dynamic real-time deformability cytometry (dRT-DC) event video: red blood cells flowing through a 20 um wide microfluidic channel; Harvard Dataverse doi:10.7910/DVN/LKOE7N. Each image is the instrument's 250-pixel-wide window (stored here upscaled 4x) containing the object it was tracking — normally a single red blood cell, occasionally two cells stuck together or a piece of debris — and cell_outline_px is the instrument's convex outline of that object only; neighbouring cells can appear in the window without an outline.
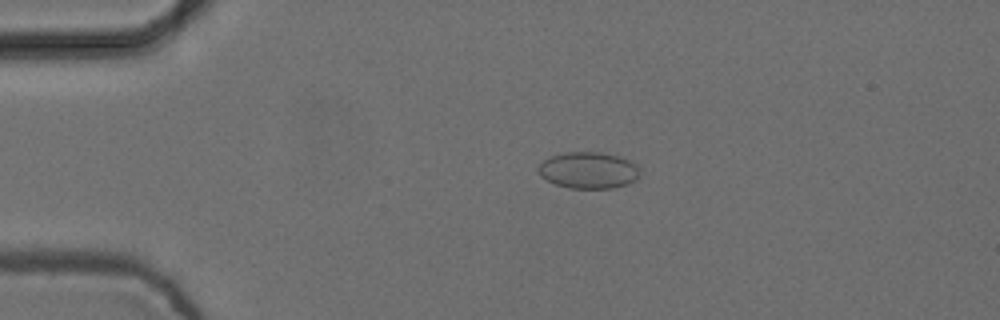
{"species": "common noctule bat (a hibernating species)", "species_latin": "Nyctalus noctula", "temperature_condition": "cold", "stored_images_in_passage": 54, "camera_frame_rate_fps": 3000, "um_per_image_px": 0.085, "animal": {"sex": "female", "body_mass_g": 24.6, "forearm_length_mm": 56.2}, "frame": {"image": 1, "passage_image": 11, "time_ms": 3.333, "image_size_px": [1000, 320], "cell_outline_px": [[640, 172], [636, 180], [628, 184], [612, 188], [568, 188], [556, 184], [540, 176], [536, 168], [548, 156], [564, 152], [600, 152], [616, 156], [628, 160], [636, 164]], "centroid_in_image_um": [49.99, 14.47], "position_along_channel_um": 35.0, "area_um2": 21.68}}
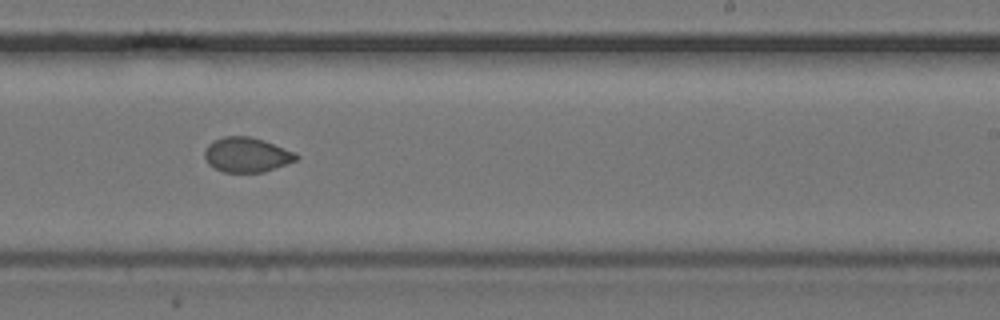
{"frame": {"image": 2, "passage_image": 33, "time_ms": 10.667, "image_size_px": [1000, 320], "cell_outline_px": [[300, 156], [296, 160], [264, 172], [224, 172], [208, 164], [204, 156], [204, 152], [208, 144], [212, 140], [224, 136], [248, 136], [264, 140], [296, 152]], "centroid_in_image_um": [20.97, 13.14], "position_along_channel_um": 268.0, "area_um2": 18.61}}
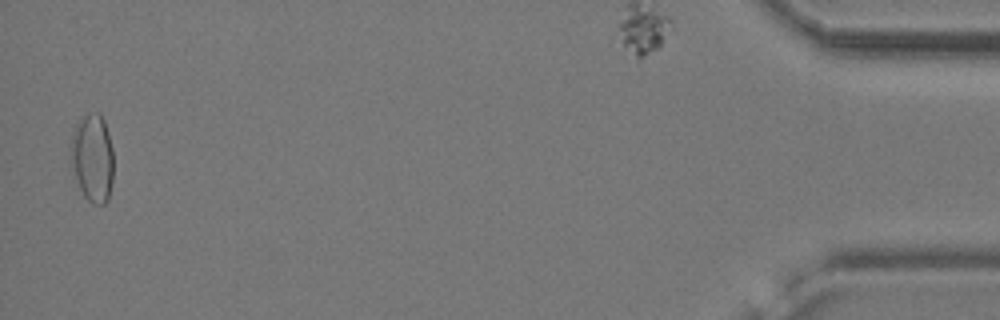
{"frame": {"image": 3, "passage_image": 53, "time_ms": 17.333, "image_size_px": [1000, 320], "cell_outline_px": [[112, 180], [108, 200], [104, 204], [92, 204], [84, 196], [80, 188], [72, 164], [72, 136], [76, 124], [88, 112], [100, 112], [104, 120], [108, 132], [112, 148]], "centroid_in_image_um": [7.89, 13.41], "position_along_channel_um": 427.3, "area_um2": 21.56}, "authors_computed_cell_mechanics": {"area_um2": 19.4208, "velocity_mm_per_s": 3.7512, "shape_relaxation_time_tau1_ms": null, "shape_relaxation_time_tau2_ms": 1.5379, "deformation_change_tau1": null, "deformation_change_tau2": 0.0453}}